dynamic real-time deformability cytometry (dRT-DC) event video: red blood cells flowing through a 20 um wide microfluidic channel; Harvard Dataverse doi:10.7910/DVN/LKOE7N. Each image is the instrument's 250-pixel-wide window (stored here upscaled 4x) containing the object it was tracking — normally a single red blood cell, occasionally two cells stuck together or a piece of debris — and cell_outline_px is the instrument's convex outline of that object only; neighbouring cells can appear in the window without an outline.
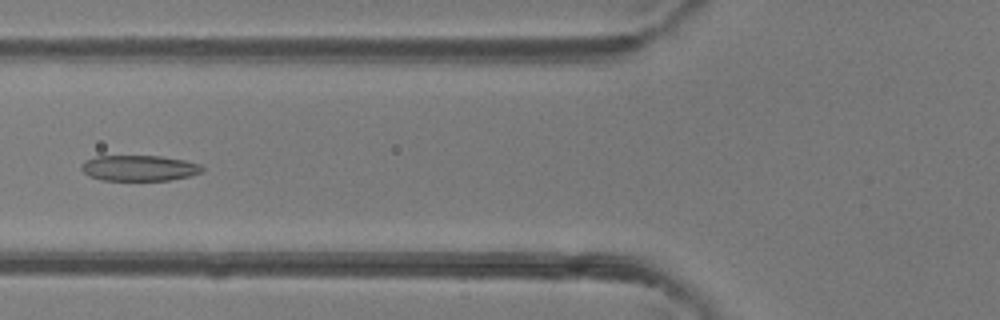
{"species": "common noctule bat (a hibernating species)", "species_latin": "Nyctalus noctula", "temperature_condition": "room temperature", "stored_images_in_passage": 47, "camera_frame_rate_fps": 3000, "um_per_image_px": 0.085, "animal": {"sex": "female"}, "frame": {"image": 1, "passage_image": 19, "time_ms": 6.0, "image_size_px": [1000, 320], "cell_outline_px": [[204, 168], [200, 172], [188, 176], [168, 180], [100, 180], [88, 176], [80, 168], [80, 164], [84, 160], [96, 156], [160, 156], [184, 160], [200, 164]], "centroid_in_image_um": [11.76, 14.28], "position_along_channel_um": 114.0, "area_um2": 18.09}}
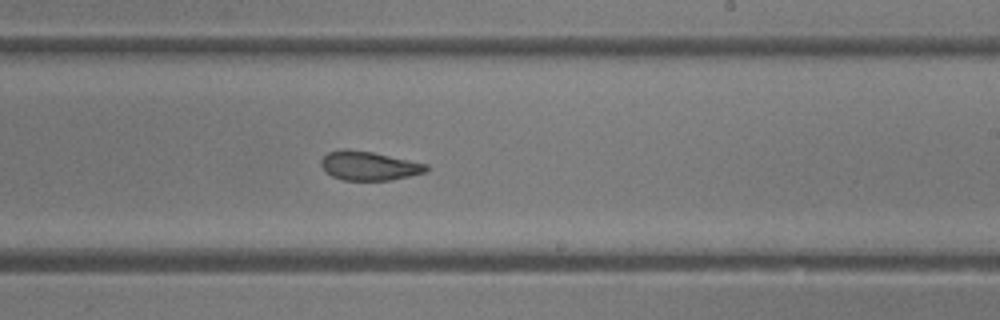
{"frame": {"image": 2, "passage_image": 29, "time_ms": 9.333, "image_size_px": [1000, 320], "cell_outline_px": [[428, 168], [424, 172], [392, 180], [344, 180], [332, 176], [320, 164], [320, 160], [328, 152], [344, 148], [348, 148], [372, 152], [428, 164]], "centroid_in_image_um": [31.34, 14.08], "position_along_channel_um": 257.7, "area_um2": 17.63}}
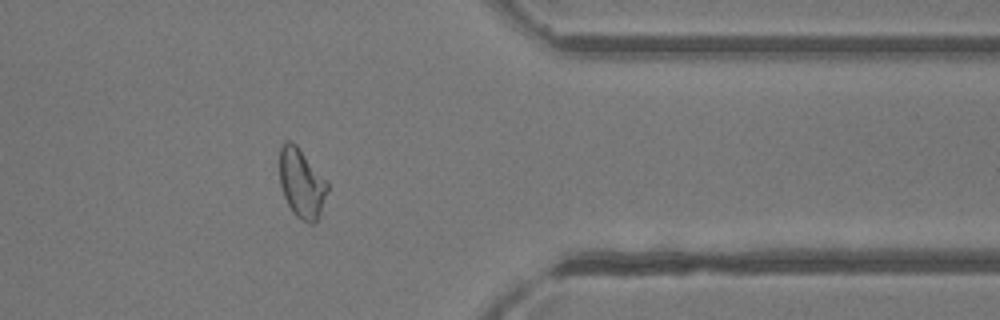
{"frame": {"image": 3, "passage_image": 39, "time_ms": 12.667, "image_size_px": [1000, 320], "cell_outline_px": [[328, 188], [320, 212], [316, 220], [312, 224], [308, 224], [296, 216], [292, 212], [284, 196], [280, 184], [280, 148], [284, 140], [288, 140], [296, 144], [328, 184]], "centroid_in_image_um": [25.6, 15.58], "position_along_channel_um": 385.8, "area_um2": 18.9}, "authors_computed_cell_mechanics": {"area_um2": 19.4786, "velocity_mm_per_s": 4.3022, "shape_relaxation_time_tau1_ms": null, "shape_relaxation_time_tau2_ms": 1.8783, "deformation_change_tau1": null, "deformation_change_tau2": 0.0905}}